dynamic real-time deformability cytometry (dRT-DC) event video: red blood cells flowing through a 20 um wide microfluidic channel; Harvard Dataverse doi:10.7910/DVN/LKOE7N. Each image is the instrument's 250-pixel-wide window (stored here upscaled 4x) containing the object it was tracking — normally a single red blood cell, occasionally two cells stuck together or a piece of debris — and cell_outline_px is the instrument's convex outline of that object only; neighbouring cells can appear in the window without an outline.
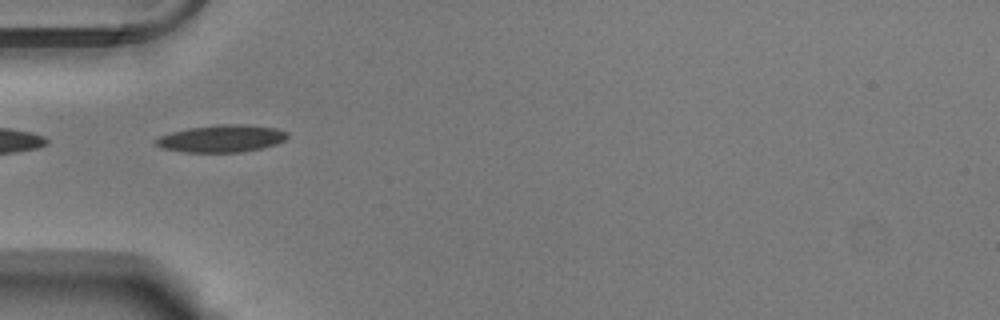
{"species": "Egyptian fruit bat (a non-hibernating species)", "species_latin": "Rousettus aegyptiacus", "temperature_condition": "warm", "stored_images_in_passage": 37, "camera_frame_rate_fps": 3000, "um_per_image_px": 0.085, "animal": {"sex": "male"}, "frame": {"image": 1, "passage_image": 1, "time_ms": 0.0, "image_size_px": [1000, 320], "cell_outline_px": [[288, 136], [284, 140], [276, 144], [260, 148], [240, 152], [184, 152], [160, 148], [156, 144], [156, 140], [160, 136], [172, 132], [188, 128], [220, 124], [244, 124], [276, 128], [288, 132]], "centroid_in_image_um": [18.84, 11.77], "position_along_channel_um": 66.2, "area_um2": 20.81}}
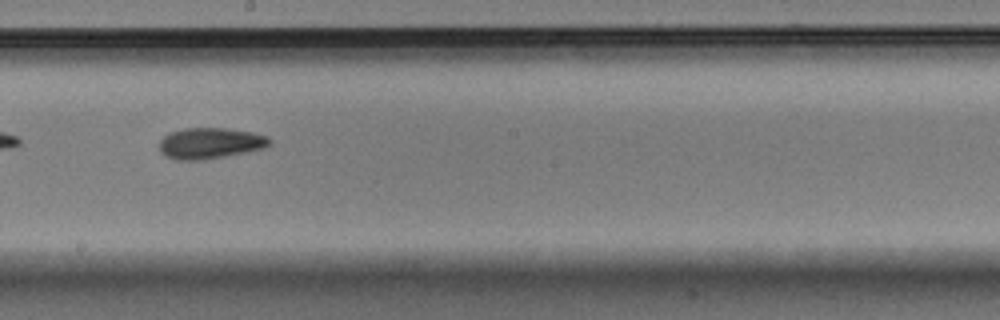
{"frame": {"image": 2, "passage_image": 14, "time_ms": 4.333, "image_size_px": [1000, 320], "cell_outline_px": [[272, 140], [264, 148], [224, 156], [200, 160], [176, 160], [160, 152], [160, 140], [168, 132], [184, 128], [224, 128], [252, 132], [268, 136]], "centroid_in_image_um": [17.84, 12.16], "position_along_channel_um": 230.4, "area_um2": 19.77}}
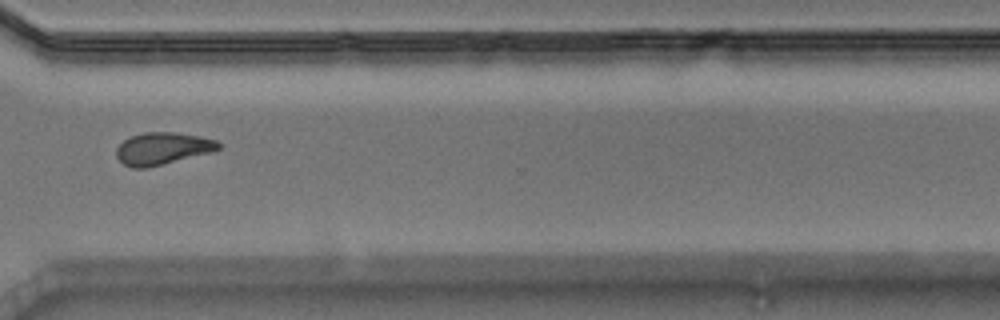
{"frame": {"image": 3, "passage_image": 24, "time_ms": 7.667, "image_size_px": [1000, 320], "cell_outline_px": [[220, 148], [212, 152], [148, 168], [132, 168], [124, 164], [116, 156], [116, 148], [124, 140], [132, 136], [144, 132], [176, 132], [200, 136], [216, 140], [220, 144]], "centroid_in_image_um": [13.82, 12.62], "position_along_channel_um": 356.8, "area_um2": 19.19}, "authors_computed_cell_mechanics": {"area_um2": 19.2474, "velocity_mm_per_s": 3.7978, "shape_relaxation_time_tau1_ms": 10.3822, "shape_relaxation_time_tau2_ms": 4.9811, "deformation_change_tau1": 0.1914, "deformation_change_tau2": 0.1232}}